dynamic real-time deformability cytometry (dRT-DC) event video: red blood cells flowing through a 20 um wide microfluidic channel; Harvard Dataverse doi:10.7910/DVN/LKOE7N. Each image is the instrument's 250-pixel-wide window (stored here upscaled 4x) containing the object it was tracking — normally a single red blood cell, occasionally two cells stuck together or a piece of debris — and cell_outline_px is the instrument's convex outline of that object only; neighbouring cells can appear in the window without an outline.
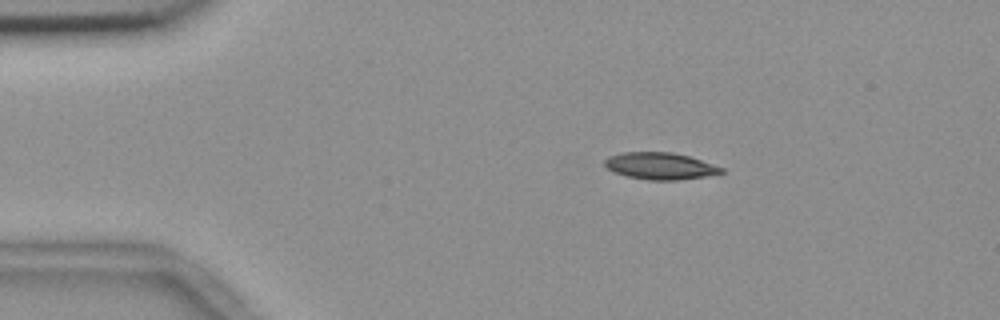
{"species": "common noctule bat (a hibernating species)", "species_latin": "Nyctalus noctula", "temperature_condition": "room temperature", "stored_images_in_passage": 6, "camera_frame_rate_fps": 3000, "um_per_image_px": 0.085, "animal": {"sex": "female", "body_mass_g": 18.4}, "frame": {"image": 1, "passage_image": 2, "time_ms": 0.333, "image_size_px": [1000, 320], "cell_outline_px": [[724, 172], [704, 176], [680, 180], [648, 180], [628, 176], [616, 172], [608, 168], [604, 164], [604, 160], [608, 156], [620, 152], [672, 152], [688, 156], [724, 168]], "centroid_in_image_um": [56.09, 14.1], "position_along_channel_um": 28.9, "area_um2": 18.09}}
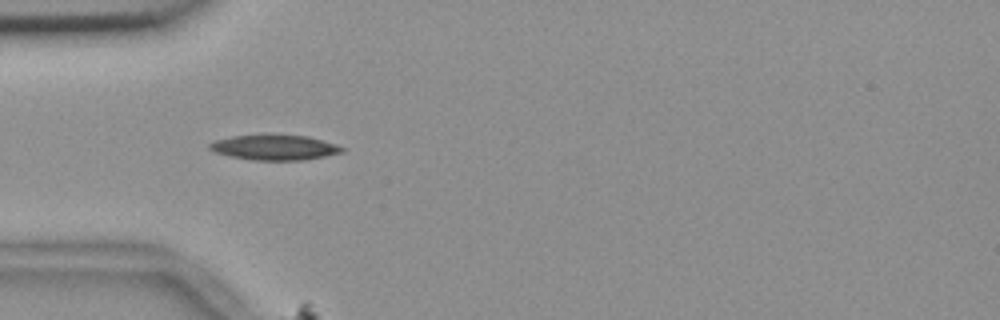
{"frame": {"image": 2, "passage_image": 4, "time_ms": 1.0, "image_size_px": [1000, 320], "cell_outline_px": [[344, 152], [304, 160], [252, 160], [232, 156], [216, 152], [208, 148], [208, 144], [216, 140], [232, 136], [268, 132], [308, 136], [336, 144], [344, 148]], "centroid_in_image_um": [23.34, 12.49], "position_along_channel_um": 61.7, "area_um2": 20.0}}